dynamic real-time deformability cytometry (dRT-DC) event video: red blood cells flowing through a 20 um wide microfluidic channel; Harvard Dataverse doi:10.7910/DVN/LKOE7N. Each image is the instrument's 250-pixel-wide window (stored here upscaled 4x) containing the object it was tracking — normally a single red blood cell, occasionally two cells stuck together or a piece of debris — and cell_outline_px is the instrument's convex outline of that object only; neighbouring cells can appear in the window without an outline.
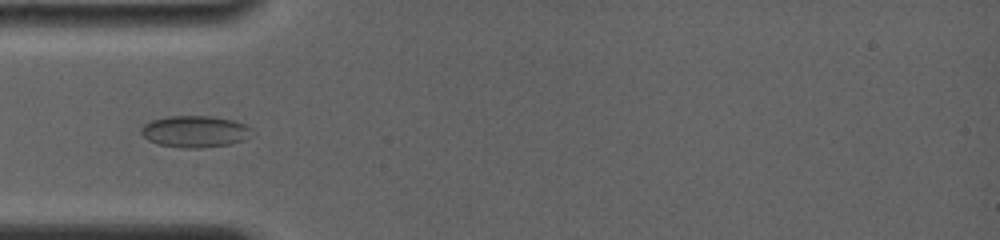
{"species": "common noctule bat (a hibernating species)", "species_latin": "Nyctalus noctula", "temperature_condition": "room temperature", "stored_images_in_passage": 3, "camera_frame_rate_fps": 4000, "um_per_image_px": 0.085, "animal": {"sex": "female", "body_mass_g": 19.0, "forearm_length_mm": 56.7}, "frame": {"image": 1, "passage_image": 1, "time_ms": 0.0, "image_size_px": [1000, 240], "cell_outline_px": [[252, 128], [240, 140], [228, 144], [200, 148], [184, 148], [160, 144], [148, 140], [140, 132], [140, 128], [144, 124], [152, 120], [168, 116], [216, 116], [232, 120], [244, 124]], "centroid_in_image_um": [16.49, 11.16], "position_along_channel_um": 68.5, "area_um2": 20.0}}
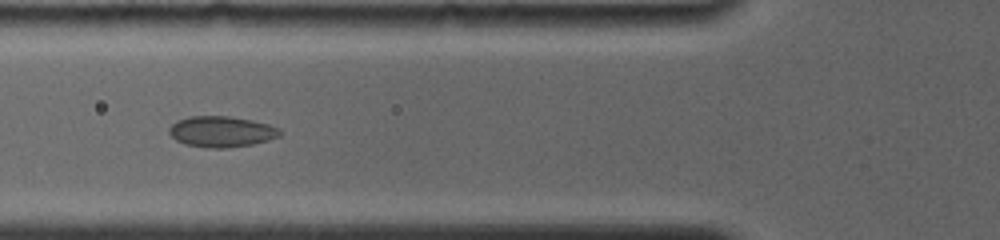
{"frame": {"image": 2, "passage_image": 2, "time_ms": 1.0, "image_size_px": [1000, 240], "cell_outline_px": [[280, 136], [268, 140], [252, 144], [224, 148], [204, 148], [184, 144], [176, 140], [168, 132], [168, 128], [176, 120], [188, 116], [228, 116], [252, 120], [268, 124], [280, 128]], "centroid_in_image_um": [18.79, 11.18], "position_along_channel_um": 107.0, "area_um2": 20.06}}